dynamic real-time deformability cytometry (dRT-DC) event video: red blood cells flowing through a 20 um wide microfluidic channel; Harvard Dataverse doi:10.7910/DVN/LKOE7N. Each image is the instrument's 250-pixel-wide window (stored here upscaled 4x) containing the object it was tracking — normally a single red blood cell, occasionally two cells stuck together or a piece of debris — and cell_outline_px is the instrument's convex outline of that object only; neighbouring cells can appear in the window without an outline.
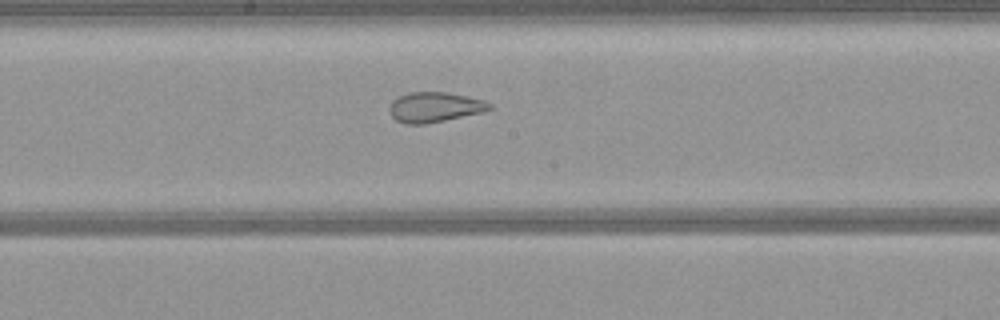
{"species": "common noctule bat (a hibernating species)", "species_latin": "Nyctalus noctula", "temperature_condition": "warm", "stored_images_in_passage": 52, "camera_frame_rate_fps": 3000, "um_per_image_px": 0.085, "animal": {"sex": "female", "body_mass_g": 21.9}, "frame": {"image": 1, "passage_image": 27, "time_ms": 8.667, "image_size_px": [1000, 320], "cell_outline_px": [[492, 108], [480, 112], [444, 120], [424, 124], [404, 124], [396, 120], [388, 112], [388, 108], [392, 100], [400, 96], [412, 92], [444, 92], [484, 100], [492, 104]], "centroid_in_image_um": [36.89, 9.11], "position_along_channel_um": 211.3, "area_um2": 17.28}}
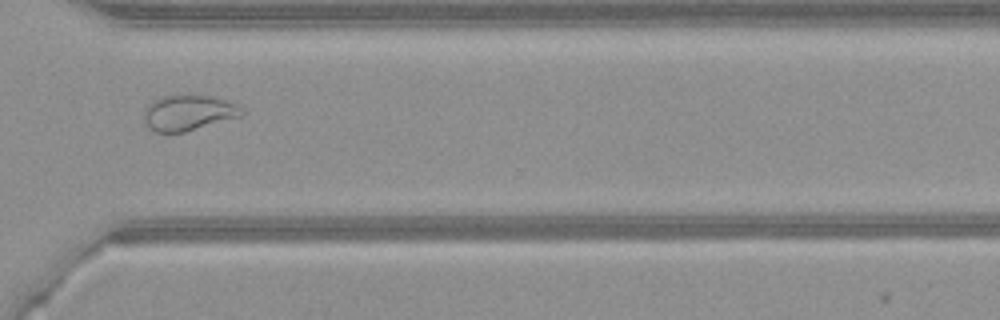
{"frame": {"image": 2, "passage_image": 38, "time_ms": 12.333, "image_size_px": [1000, 320], "cell_outline_px": [[248, 112], [240, 116], [184, 132], [156, 132], [144, 120], [144, 108], [152, 100], [160, 96], [212, 96], [236, 104], [244, 108]], "centroid_in_image_um": [16.03, 9.58], "position_along_channel_um": 354.6, "area_um2": 20.0}}
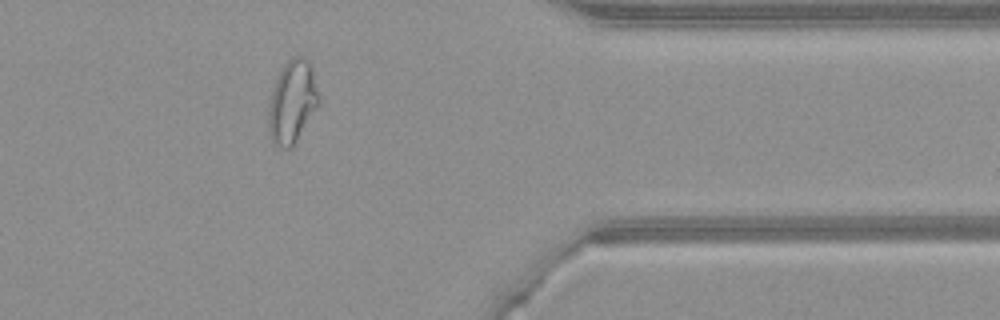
{"frame": {"image": 3, "passage_image": 42, "time_ms": 13.667, "image_size_px": [1000, 320], "cell_outline_px": [[320, 100], [316, 108], [292, 148], [280, 148], [272, 140], [268, 132], [268, 104], [272, 84], [276, 76], [284, 64], [292, 56], [304, 56], [308, 60], [312, 68], [320, 96]], "centroid_in_image_um": [24.81, 8.62], "position_along_channel_um": 386.6, "area_um2": 24.62}}